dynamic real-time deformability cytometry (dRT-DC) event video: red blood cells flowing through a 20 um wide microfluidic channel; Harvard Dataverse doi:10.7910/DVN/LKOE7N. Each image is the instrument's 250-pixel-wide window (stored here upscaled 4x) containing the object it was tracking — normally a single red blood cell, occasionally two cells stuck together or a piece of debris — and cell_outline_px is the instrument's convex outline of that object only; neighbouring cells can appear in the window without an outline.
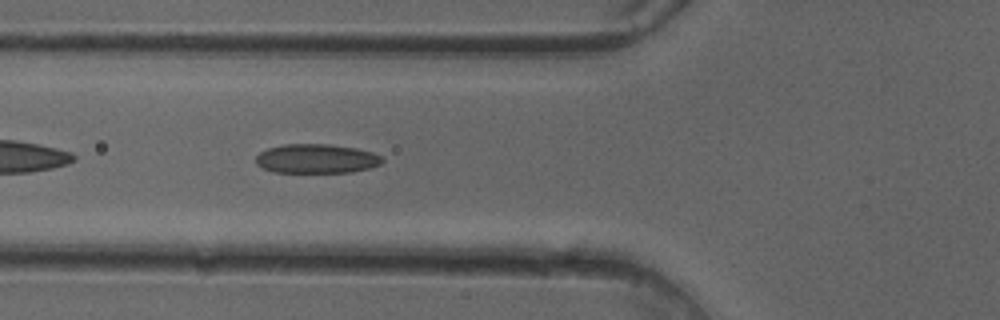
{"species": "common noctule bat (a hibernating species)", "species_latin": "Nyctalus noctula", "temperature_condition": "cold", "stored_images_in_passage": 37, "camera_frame_rate_fps": 3000, "um_per_image_px": 0.085, "animal": {"sex": "female"}, "frame": {"image": 1, "passage_image": 4, "time_ms": 1.0, "image_size_px": [1000, 320], "cell_outline_px": [[384, 160], [380, 164], [368, 168], [352, 172], [272, 172], [256, 164], [256, 156], [260, 152], [268, 148], [284, 144], [328, 144], [356, 148], [372, 152], [380, 156]], "centroid_in_image_um": [26.88, 13.48], "position_along_channel_um": 98.9, "area_um2": 21.44}}
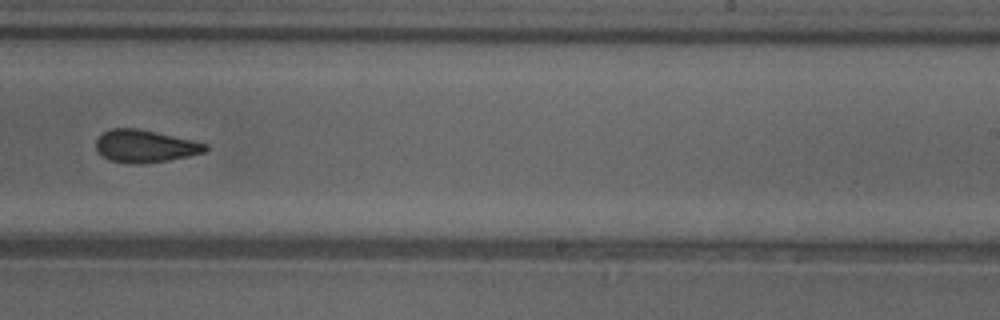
{"frame": {"image": 2, "passage_image": 17, "time_ms": 5.333, "image_size_px": [1000, 320], "cell_outline_px": [[208, 148], [204, 152], [188, 156], [168, 160], [136, 164], [112, 160], [96, 152], [96, 140], [104, 132], [112, 128], [140, 128], [192, 140], [208, 144]], "centroid_in_image_um": [12.33, 12.41], "position_along_channel_um": 276.7, "area_um2": 20.52}}
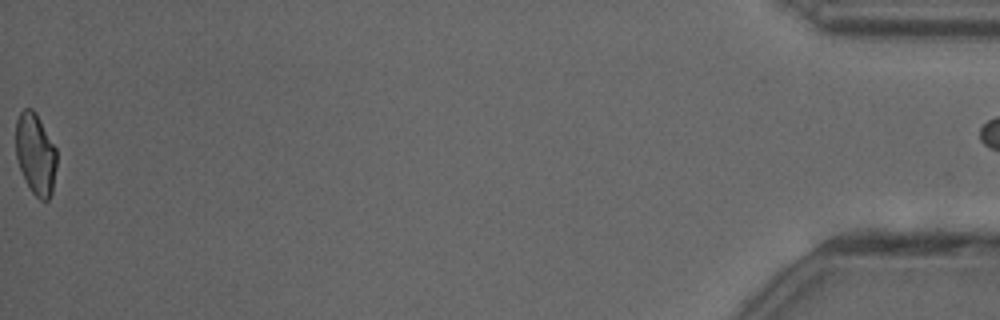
{"frame": {"image": 3, "passage_image": 36, "time_ms": 11.667, "image_size_px": [1000, 320], "cell_outline_px": [[56, 168], [52, 192], [48, 200], [40, 200], [32, 192], [20, 168], [16, 156], [16, 120], [20, 112], [24, 108], [32, 108], [36, 112], [56, 148]], "centroid_in_image_um": [3.02, 13.06], "position_along_channel_um": 432.2, "area_um2": 19.31}}